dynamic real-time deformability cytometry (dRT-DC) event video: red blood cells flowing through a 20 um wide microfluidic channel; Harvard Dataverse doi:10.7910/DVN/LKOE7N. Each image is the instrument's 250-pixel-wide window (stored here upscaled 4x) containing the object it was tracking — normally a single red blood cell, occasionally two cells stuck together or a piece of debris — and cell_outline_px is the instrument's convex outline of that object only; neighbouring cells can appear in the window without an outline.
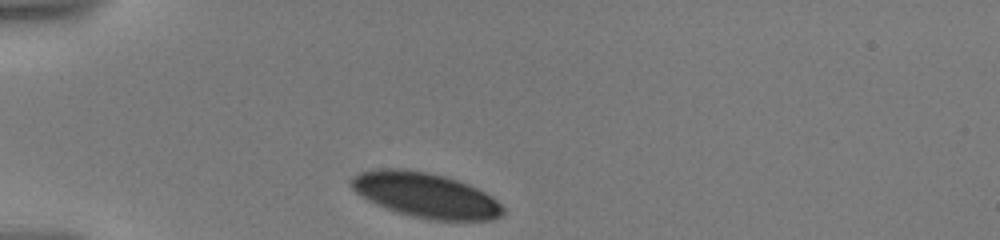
{"species": "human", "species_latin": "Homo sapiens", "temperature_condition": "warm", "stored_images_in_passage": 19, "camera_frame_rate_fps": 3000, "um_per_image_px": 0.085, "donor": {"sex": "male"}, "frame": {"image": 1, "passage_image": 1, "time_ms": 0.0, "image_size_px": [1000, 240], "cell_outline_px": [[504, 212], [500, 216], [492, 220], [436, 220], [412, 216], [396, 212], [384, 208], [368, 200], [356, 192], [352, 188], [348, 180], [352, 176], [360, 172], [384, 168], [400, 168], [428, 172], [444, 176], [468, 184], [492, 196], [504, 208]], "centroid_in_image_um": [36.15, 16.58], "position_along_channel_um": 48.9, "area_um2": 39.65}}
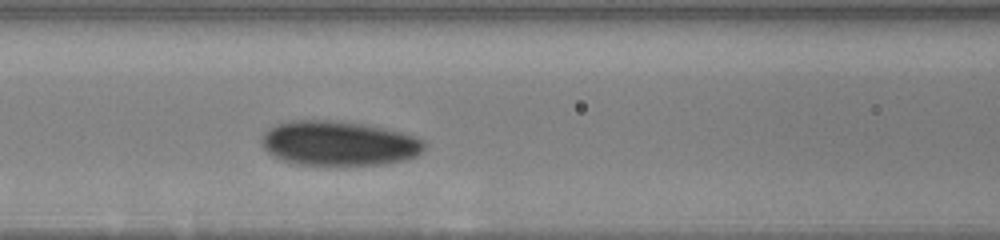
{"frame": {"image": 2, "passage_image": 10, "time_ms": 3.333, "image_size_px": [1000, 240], "cell_outline_px": [[424, 148], [416, 156], [404, 160], [384, 164], [336, 168], [328, 168], [296, 164], [280, 160], [268, 152], [264, 148], [260, 140], [264, 132], [268, 128], [276, 124], [292, 120], [336, 120], [364, 124], [384, 128], [400, 132], [424, 140]], "centroid_in_image_um": [28.75, 12.23], "position_along_channel_um": 137.9, "area_um2": 43.58}}
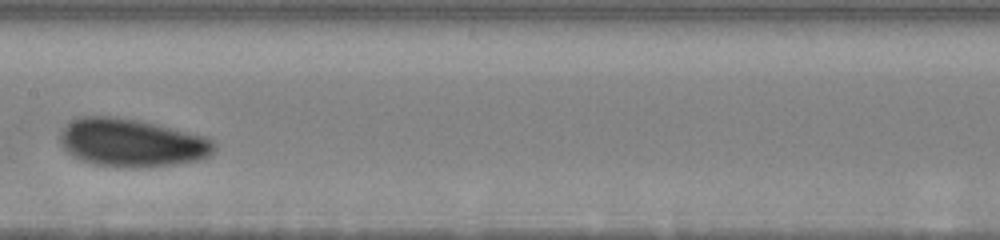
{"frame": {"image": 3, "passage_image": 16, "time_ms": 5.0, "image_size_px": [1000, 240], "cell_outline_px": [[216, 148], [208, 156], [200, 160], [176, 164], [148, 168], [120, 168], [92, 164], [80, 160], [68, 152], [60, 144], [60, 132], [72, 120], [84, 116], [112, 116], [136, 120], [156, 124], [204, 136], [212, 140], [216, 144]], "centroid_in_image_um": [11.19, 12.16], "position_along_channel_um": 196.2, "area_um2": 43.41}}